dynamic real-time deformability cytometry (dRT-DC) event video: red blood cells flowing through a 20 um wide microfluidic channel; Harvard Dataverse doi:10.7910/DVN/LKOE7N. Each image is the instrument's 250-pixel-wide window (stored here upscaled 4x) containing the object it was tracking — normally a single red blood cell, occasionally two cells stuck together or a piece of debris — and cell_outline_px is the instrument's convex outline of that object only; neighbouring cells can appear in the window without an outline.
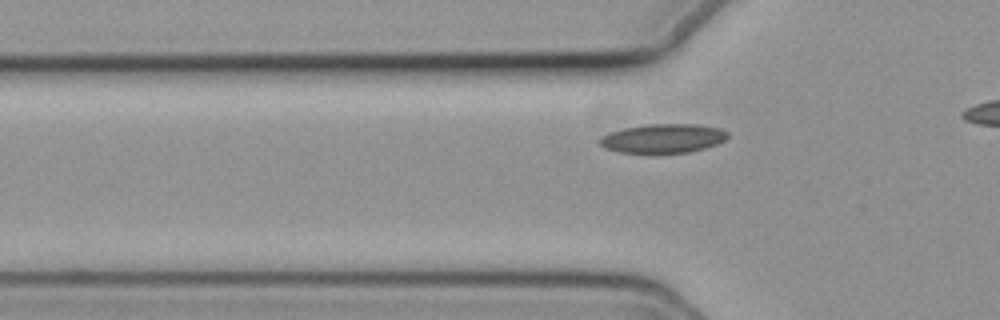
{"species": "common noctule bat (a hibernating species)", "species_latin": "Nyctalus noctula", "temperature_condition": "cold", "stored_images_in_passage": 18, "camera_frame_rate_fps": 3000, "um_per_image_px": 0.085, "animal": {"sex": "female", "body_mass_g": 19.3, "forearm_length_mm": 54.1}, "frame": {"image": 1, "passage_image": 11, "time_ms": 3.333, "image_size_px": [1000, 320], "cell_outline_px": [[728, 136], [724, 140], [716, 144], [704, 148], [688, 152], [620, 152], [604, 148], [596, 144], [596, 140], [600, 136], [624, 128], [644, 124], [696, 124], [720, 128], [728, 132]], "centroid_in_image_um": [56.3, 11.75], "position_along_channel_um": 69.5, "area_um2": 21.62}}
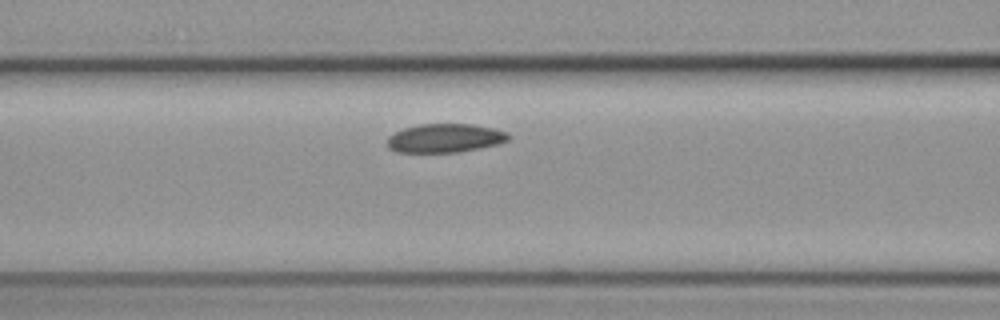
{"frame": {"image": 2, "passage_image": 16, "time_ms": 5.0, "image_size_px": [1000, 320], "cell_outline_px": [[512, 136], [508, 140], [500, 144], [460, 152], [396, 152], [388, 148], [388, 136], [404, 128], [420, 124], [472, 124], [492, 128], [508, 132]], "centroid_in_image_um": [37.86, 11.74], "position_along_channel_um": 128.7, "area_um2": 20.4}}